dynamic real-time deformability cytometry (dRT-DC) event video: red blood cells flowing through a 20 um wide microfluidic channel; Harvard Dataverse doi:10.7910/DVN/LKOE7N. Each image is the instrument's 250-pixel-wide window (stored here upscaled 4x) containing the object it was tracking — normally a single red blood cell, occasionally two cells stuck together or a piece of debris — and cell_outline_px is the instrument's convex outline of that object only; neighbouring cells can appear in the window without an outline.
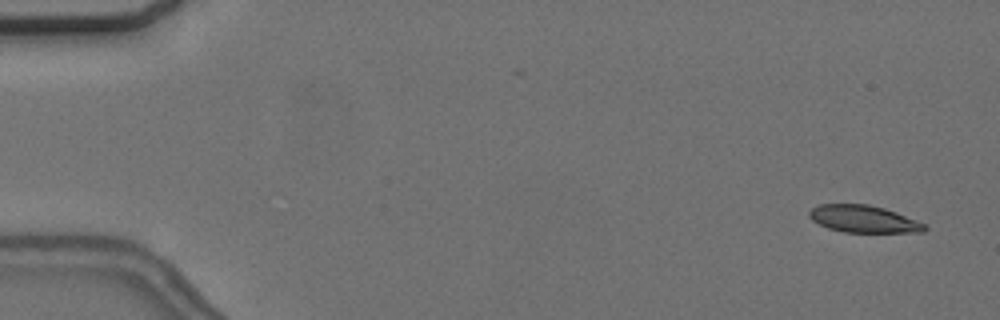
{"species": "common noctule bat (a hibernating species)", "species_latin": "Nyctalus noctula", "temperature_condition": "cold", "stored_images_in_passage": 15, "camera_frame_rate_fps": 3000, "um_per_image_px": 0.085, "animal": {"sex": "female", "body_mass_g": 24.6, "forearm_length_mm": 56.2}, "frame": {"image": 1, "passage_image": 3, "time_ms": 0.667, "image_size_px": [1000, 320], "cell_outline_px": [[928, 228], [924, 232], [844, 232], [828, 228], [812, 220], [808, 216], [808, 212], [812, 208], [820, 204], [868, 204], [884, 208], [896, 212], [924, 224]], "centroid_in_image_um": [73.38, 18.61], "position_along_channel_um": 11.6, "area_um2": 18.15}}